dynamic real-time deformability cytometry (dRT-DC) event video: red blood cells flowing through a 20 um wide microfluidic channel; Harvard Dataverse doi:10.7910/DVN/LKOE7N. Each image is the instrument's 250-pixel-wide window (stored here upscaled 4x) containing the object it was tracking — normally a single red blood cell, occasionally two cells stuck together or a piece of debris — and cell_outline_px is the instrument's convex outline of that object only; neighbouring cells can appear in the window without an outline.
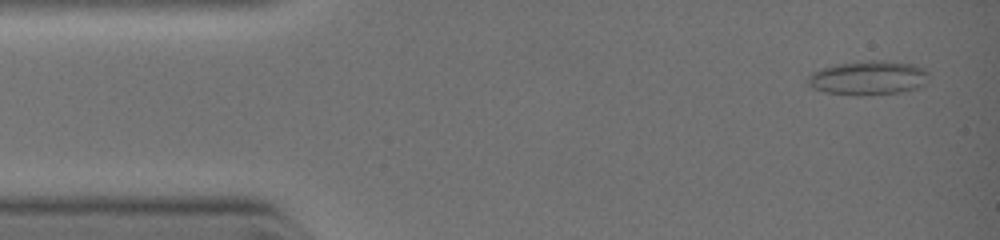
{"species": "common noctule bat (a hibernating species)", "species_latin": "Nyctalus noctula", "temperature_condition": "warm", "stored_images_in_passage": 15, "camera_frame_rate_fps": 3000, "um_per_image_px": 0.085, "animal": {"sex": "female", "body_mass_g": 19.0, "forearm_length_mm": 51.5}, "frame": {"image": 1, "passage_image": 1, "time_ms": 0.0, "image_size_px": [1000, 240], "cell_outline_px": [[928, 72], [924, 84], [920, 88], [900, 92], [860, 96], [856, 96], [824, 92], [812, 88], [804, 80], [812, 72], [836, 64], [864, 60], [888, 60], [912, 64], [924, 68]], "centroid_in_image_um": [73.77, 6.62], "position_along_channel_um": 11.2, "area_um2": 24.45}}